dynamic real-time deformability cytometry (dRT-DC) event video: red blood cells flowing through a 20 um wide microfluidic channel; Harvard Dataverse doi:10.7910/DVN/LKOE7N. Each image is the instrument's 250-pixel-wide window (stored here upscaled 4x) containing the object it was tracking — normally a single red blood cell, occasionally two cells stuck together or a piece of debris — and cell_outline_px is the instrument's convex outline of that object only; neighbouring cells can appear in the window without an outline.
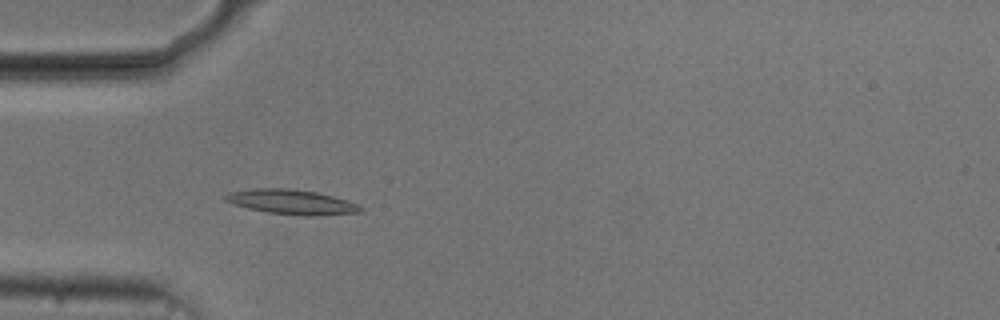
{"species": "common noctule bat (a hibernating species)", "species_latin": "Nyctalus noctula", "temperature_condition": "cold", "stored_images_in_passage": 43, "camera_frame_rate_fps": 3000, "um_per_image_px": 0.085, "animal": {"sex": "male", "body_mass_g": 20.5, "forearm_length_mm": 52.5}, "frame": {"image": 1, "passage_image": 5, "time_ms": 1.333, "image_size_px": [1000, 320], "cell_outline_px": [[364, 208], [360, 212], [316, 216], [300, 216], [268, 212], [248, 208], [224, 200], [224, 196], [228, 192], [252, 188], [288, 188], [316, 192], [348, 200]], "centroid_in_image_um": [24.79, 17.16], "position_along_channel_um": 60.2, "area_um2": 19.48}}
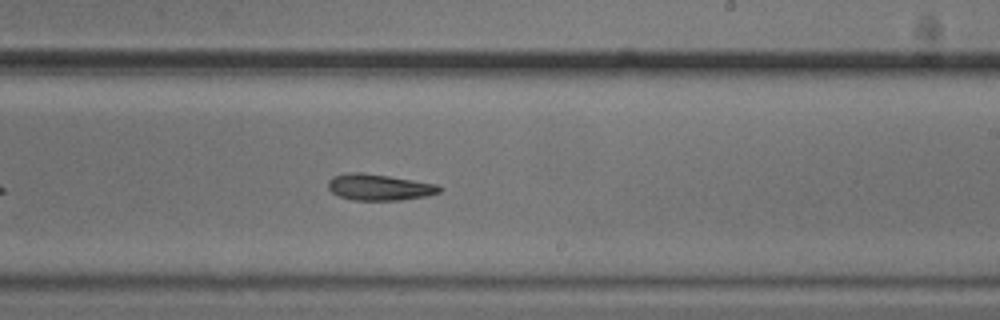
{"frame": {"image": 2, "passage_image": 21, "time_ms": 6.667, "image_size_px": [1000, 320], "cell_outline_px": [[444, 188], [440, 192], [428, 196], [400, 200], [352, 200], [340, 196], [332, 192], [328, 188], [328, 180], [332, 176], [348, 172], [360, 172], [388, 176], [436, 184]], "centroid_in_image_um": [32.23, 15.91], "position_along_channel_um": 256.8, "area_um2": 17.05}}
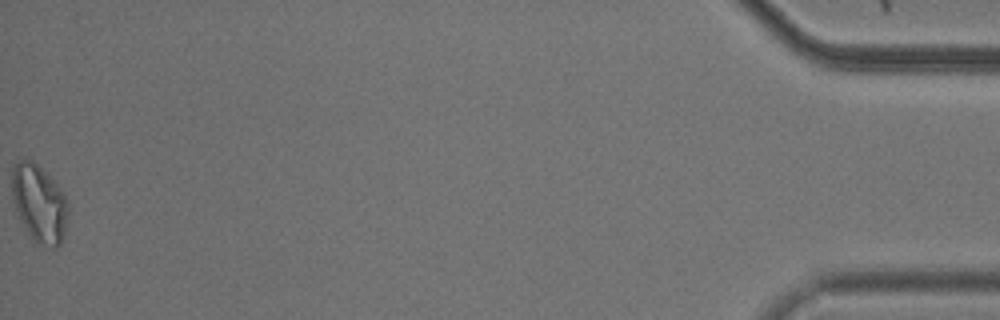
{"frame": {"image": 3, "passage_image": 43, "time_ms": 14.0, "image_size_px": [1000, 320], "cell_outline_px": [[68, 212], [64, 236], [60, 244], [56, 248], [52, 248], [40, 244], [32, 240], [24, 228], [20, 220], [12, 196], [12, 164], [20, 160], [32, 160], [64, 192], [68, 200]], "centroid_in_image_um": [3.34, 17.32], "position_along_channel_um": 431.9, "area_um2": 25.43}}